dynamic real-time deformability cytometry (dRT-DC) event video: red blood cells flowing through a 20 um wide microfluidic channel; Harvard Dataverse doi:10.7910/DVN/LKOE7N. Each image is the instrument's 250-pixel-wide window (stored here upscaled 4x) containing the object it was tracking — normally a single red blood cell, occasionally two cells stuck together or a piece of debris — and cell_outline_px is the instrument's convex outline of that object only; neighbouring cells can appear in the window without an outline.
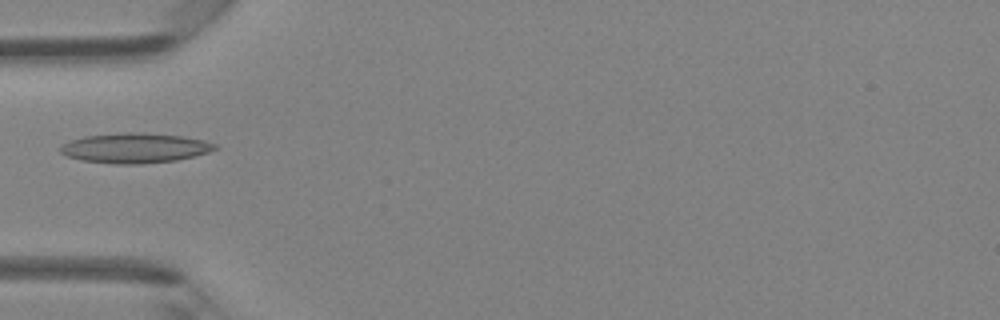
{"species": "Egyptian fruit bat (a non-hibernating species)", "species_latin": "Rousettus aegyptiacus", "temperature_condition": "room temperature", "stored_images_in_passage": 4, "camera_frame_rate_fps": 3000, "um_per_image_px": 0.085, "animal": {"sex": "female"}, "frame": {"image": 1, "passage_image": 3, "time_ms": 0.667, "image_size_px": [1000, 320], "cell_outline_px": [[216, 148], [208, 152], [176, 160], [140, 164], [116, 164], [80, 160], [68, 156], [60, 152], [60, 144], [84, 136], [124, 132], [140, 132], [180, 136], [204, 140], [216, 144]], "centroid_in_image_um": [11.42, 12.58], "position_along_channel_um": 73.6, "area_um2": 26.82}}
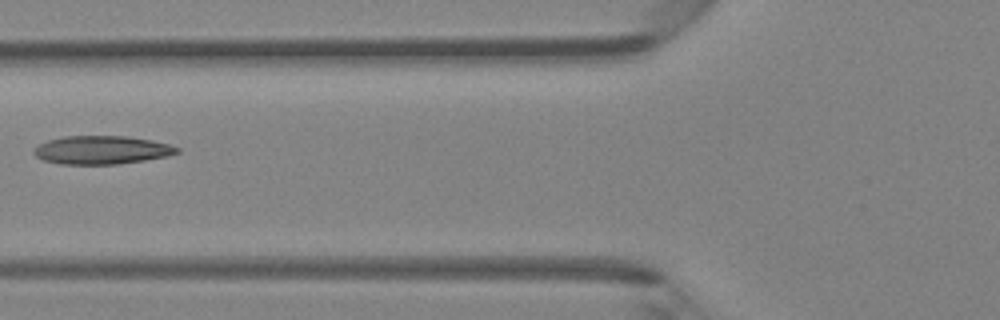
{"frame": {"image": 2, "passage_image": 4, "time_ms": 1.0, "image_size_px": [1000, 320], "cell_outline_px": [[180, 152], [168, 156], [144, 160], [116, 164], [60, 164], [44, 160], [36, 156], [32, 152], [40, 144], [48, 140], [64, 136], [128, 136], [152, 140], [168, 144], [180, 148]], "centroid_in_image_um": [8.67, 12.74], "position_along_channel_um": 117.1, "area_um2": 23.58}}